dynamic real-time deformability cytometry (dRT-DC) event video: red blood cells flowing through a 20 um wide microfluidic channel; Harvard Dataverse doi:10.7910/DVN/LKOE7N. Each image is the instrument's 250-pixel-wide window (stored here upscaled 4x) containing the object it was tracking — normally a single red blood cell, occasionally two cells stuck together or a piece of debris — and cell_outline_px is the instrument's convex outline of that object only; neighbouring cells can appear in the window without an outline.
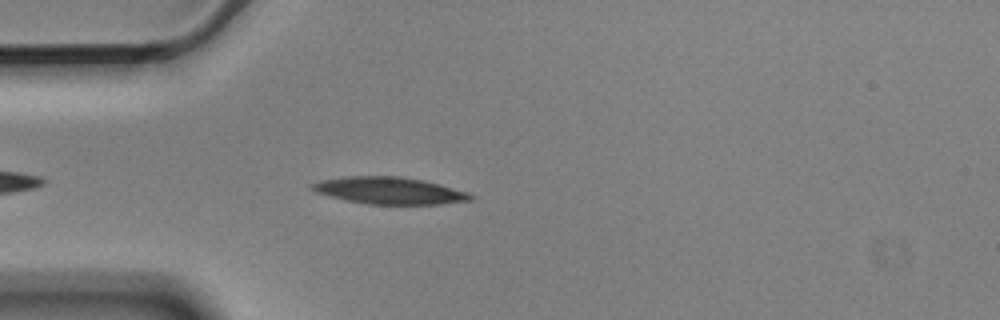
{"species": "Egyptian fruit bat (a non-hibernating species)", "species_latin": "Rousettus aegyptiacus", "temperature_condition": "cold", "stored_images_in_passage": 3, "camera_frame_rate_fps": 3000, "um_per_image_px": 0.085, "animal": {"sex": "male"}, "frame": {"image": 1, "passage_image": 3, "time_ms": 0.667, "image_size_px": [1000, 320], "cell_outline_px": [[476, 196], [472, 200], [440, 204], [368, 204], [348, 200], [316, 192], [312, 188], [312, 184], [320, 180], [344, 176], [400, 176], [424, 180], [440, 184], [468, 192]], "centroid_in_image_um": [33.16, 16.19], "position_along_channel_um": 51.8, "area_um2": 24.8}}